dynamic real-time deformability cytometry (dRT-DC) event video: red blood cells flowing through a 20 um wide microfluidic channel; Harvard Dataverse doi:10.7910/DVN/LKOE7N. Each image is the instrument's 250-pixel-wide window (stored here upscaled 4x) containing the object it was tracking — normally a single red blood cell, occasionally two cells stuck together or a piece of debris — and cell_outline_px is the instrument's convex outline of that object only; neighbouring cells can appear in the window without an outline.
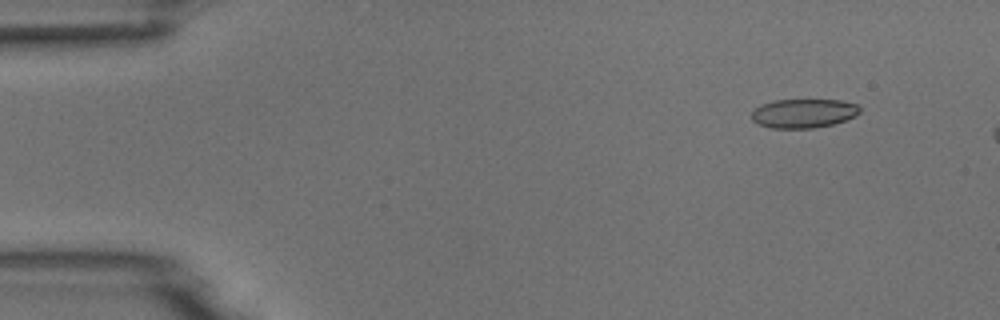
{"species": "common noctule bat (a hibernating species)", "species_latin": "Nyctalus noctula", "temperature_condition": "room temperature", "stored_images_in_passage": 4, "camera_frame_rate_fps": 3000, "um_per_image_px": 0.085, "animal": {"sex": "male", "body_mass_g": 18.8}, "frame": {"image": 1, "passage_image": 2, "time_ms": 1.0, "image_size_px": [1000, 320], "cell_outline_px": [[860, 112], [856, 116], [832, 124], [812, 128], [772, 128], [760, 124], [752, 120], [752, 112], [760, 104], [776, 100], [840, 100], [856, 104], [860, 108]], "centroid_in_image_um": [68.3, 9.63], "position_along_channel_um": 16.7, "area_um2": 18.15}}